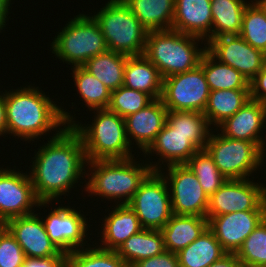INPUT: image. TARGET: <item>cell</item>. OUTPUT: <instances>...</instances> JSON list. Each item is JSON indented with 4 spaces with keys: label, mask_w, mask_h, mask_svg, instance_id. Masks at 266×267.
<instances>
[{
    "label": "cell",
    "mask_w": 266,
    "mask_h": 267,
    "mask_svg": "<svg viewBox=\"0 0 266 267\" xmlns=\"http://www.w3.org/2000/svg\"><path fill=\"white\" fill-rule=\"evenodd\" d=\"M73 79L80 97L89 110L107 109L111 91L83 66L72 67Z\"/></svg>",
    "instance_id": "obj_32"
},
{
    "label": "cell",
    "mask_w": 266,
    "mask_h": 267,
    "mask_svg": "<svg viewBox=\"0 0 266 267\" xmlns=\"http://www.w3.org/2000/svg\"><path fill=\"white\" fill-rule=\"evenodd\" d=\"M95 111L97 115L92 125H71L82 140L87 161L134 158L130 152L132 147L126 135L124 118L108 109Z\"/></svg>",
    "instance_id": "obj_5"
},
{
    "label": "cell",
    "mask_w": 266,
    "mask_h": 267,
    "mask_svg": "<svg viewBox=\"0 0 266 267\" xmlns=\"http://www.w3.org/2000/svg\"><path fill=\"white\" fill-rule=\"evenodd\" d=\"M135 162L133 158L125 160L87 161L91 177L86 183L85 191L91 195H101L107 199H115L119 204H128L141 183L152 171H159V163L150 164ZM94 171V172H93ZM124 197V198H123ZM124 199V200H123ZM122 200V201H121ZM121 202V203H120Z\"/></svg>",
    "instance_id": "obj_3"
},
{
    "label": "cell",
    "mask_w": 266,
    "mask_h": 267,
    "mask_svg": "<svg viewBox=\"0 0 266 267\" xmlns=\"http://www.w3.org/2000/svg\"><path fill=\"white\" fill-rule=\"evenodd\" d=\"M254 1H256L266 13V0H254Z\"/></svg>",
    "instance_id": "obj_46"
},
{
    "label": "cell",
    "mask_w": 266,
    "mask_h": 267,
    "mask_svg": "<svg viewBox=\"0 0 266 267\" xmlns=\"http://www.w3.org/2000/svg\"><path fill=\"white\" fill-rule=\"evenodd\" d=\"M66 256L65 252H61L57 256L45 258L25 257L22 267H66Z\"/></svg>",
    "instance_id": "obj_42"
},
{
    "label": "cell",
    "mask_w": 266,
    "mask_h": 267,
    "mask_svg": "<svg viewBox=\"0 0 266 267\" xmlns=\"http://www.w3.org/2000/svg\"><path fill=\"white\" fill-rule=\"evenodd\" d=\"M127 58L125 54L107 50L90 58L83 67L112 92L123 86Z\"/></svg>",
    "instance_id": "obj_29"
},
{
    "label": "cell",
    "mask_w": 266,
    "mask_h": 267,
    "mask_svg": "<svg viewBox=\"0 0 266 267\" xmlns=\"http://www.w3.org/2000/svg\"><path fill=\"white\" fill-rule=\"evenodd\" d=\"M241 265L235 253H227L209 267H241Z\"/></svg>",
    "instance_id": "obj_43"
},
{
    "label": "cell",
    "mask_w": 266,
    "mask_h": 267,
    "mask_svg": "<svg viewBox=\"0 0 266 267\" xmlns=\"http://www.w3.org/2000/svg\"><path fill=\"white\" fill-rule=\"evenodd\" d=\"M163 174L161 169L152 171L127 204L144 229L161 230L173 215L169 186Z\"/></svg>",
    "instance_id": "obj_9"
},
{
    "label": "cell",
    "mask_w": 266,
    "mask_h": 267,
    "mask_svg": "<svg viewBox=\"0 0 266 267\" xmlns=\"http://www.w3.org/2000/svg\"><path fill=\"white\" fill-rule=\"evenodd\" d=\"M211 133H182L173 130L167 123L157 134L155 141L145 151V155H160V161L168 165L185 164L198 150H203ZM163 159V160H162Z\"/></svg>",
    "instance_id": "obj_16"
},
{
    "label": "cell",
    "mask_w": 266,
    "mask_h": 267,
    "mask_svg": "<svg viewBox=\"0 0 266 267\" xmlns=\"http://www.w3.org/2000/svg\"><path fill=\"white\" fill-rule=\"evenodd\" d=\"M266 217V211H241L206 216L208 227L227 253H237L244 240Z\"/></svg>",
    "instance_id": "obj_17"
},
{
    "label": "cell",
    "mask_w": 266,
    "mask_h": 267,
    "mask_svg": "<svg viewBox=\"0 0 266 267\" xmlns=\"http://www.w3.org/2000/svg\"><path fill=\"white\" fill-rule=\"evenodd\" d=\"M166 123L182 133H211V125L204 113L197 111L168 110ZM210 127V128H209Z\"/></svg>",
    "instance_id": "obj_38"
},
{
    "label": "cell",
    "mask_w": 266,
    "mask_h": 267,
    "mask_svg": "<svg viewBox=\"0 0 266 267\" xmlns=\"http://www.w3.org/2000/svg\"><path fill=\"white\" fill-rule=\"evenodd\" d=\"M250 99L266 104V65L250 81Z\"/></svg>",
    "instance_id": "obj_41"
},
{
    "label": "cell",
    "mask_w": 266,
    "mask_h": 267,
    "mask_svg": "<svg viewBox=\"0 0 266 267\" xmlns=\"http://www.w3.org/2000/svg\"><path fill=\"white\" fill-rule=\"evenodd\" d=\"M236 256L241 264L266 267V217L244 240Z\"/></svg>",
    "instance_id": "obj_36"
},
{
    "label": "cell",
    "mask_w": 266,
    "mask_h": 267,
    "mask_svg": "<svg viewBox=\"0 0 266 267\" xmlns=\"http://www.w3.org/2000/svg\"><path fill=\"white\" fill-rule=\"evenodd\" d=\"M204 39L174 30L148 32L144 56L153 63L162 78L196 68L206 51L196 41ZM197 44V45H196Z\"/></svg>",
    "instance_id": "obj_4"
},
{
    "label": "cell",
    "mask_w": 266,
    "mask_h": 267,
    "mask_svg": "<svg viewBox=\"0 0 266 267\" xmlns=\"http://www.w3.org/2000/svg\"><path fill=\"white\" fill-rule=\"evenodd\" d=\"M185 165L198 178L203 191L208 197L214 194L228 180L218 170L212 156L206 149L195 152Z\"/></svg>",
    "instance_id": "obj_33"
},
{
    "label": "cell",
    "mask_w": 266,
    "mask_h": 267,
    "mask_svg": "<svg viewBox=\"0 0 266 267\" xmlns=\"http://www.w3.org/2000/svg\"><path fill=\"white\" fill-rule=\"evenodd\" d=\"M166 251L160 230L142 229L130 236L116 251L127 265L157 256Z\"/></svg>",
    "instance_id": "obj_27"
},
{
    "label": "cell",
    "mask_w": 266,
    "mask_h": 267,
    "mask_svg": "<svg viewBox=\"0 0 266 267\" xmlns=\"http://www.w3.org/2000/svg\"><path fill=\"white\" fill-rule=\"evenodd\" d=\"M172 30L211 39V0H175ZM206 37V38H205Z\"/></svg>",
    "instance_id": "obj_21"
},
{
    "label": "cell",
    "mask_w": 266,
    "mask_h": 267,
    "mask_svg": "<svg viewBox=\"0 0 266 267\" xmlns=\"http://www.w3.org/2000/svg\"><path fill=\"white\" fill-rule=\"evenodd\" d=\"M264 124H266V104L249 99L233 116L218 127L221 128V134L228 138L253 142L261 150L262 165L266 157L264 156L266 144L262 138L263 135L260 136L261 129L265 128Z\"/></svg>",
    "instance_id": "obj_18"
},
{
    "label": "cell",
    "mask_w": 266,
    "mask_h": 267,
    "mask_svg": "<svg viewBox=\"0 0 266 267\" xmlns=\"http://www.w3.org/2000/svg\"><path fill=\"white\" fill-rule=\"evenodd\" d=\"M125 261L116 251L104 250L97 246L86 247L68 253L66 267H124Z\"/></svg>",
    "instance_id": "obj_35"
},
{
    "label": "cell",
    "mask_w": 266,
    "mask_h": 267,
    "mask_svg": "<svg viewBox=\"0 0 266 267\" xmlns=\"http://www.w3.org/2000/svg\"><path fill=\"white\" fill-rule=\"evenodd\" d=\"M241 267H258V266H249V265L242 264Z\"/></svg>",
    "instance_id": "obj_47"
},
{
    "label": "cell",
    "mask_w": 266,
    "mask_h": 267,
    "mask_svg": "<svg viewBox=\"0 0 266 267\" xmlns=\"http://www.w3.org/2000/svg\"><path fill=\"white\" fill-rule=\"evenodd\" d=\"M206 50L219 62L238 70L250 82L266 65V54L247 43L240 35L210 39Z\"/></svg>",
    "instance_id": "obj_14"
},
{
    "label": "cell",
    "mask_w": 266,
    "mask_h": 267,
    "mask_svg": "<svg viewBox=\"0 0 266 267\" xmlns=\"http://www.w3.org/2000/svg\"><path fill=\"white\" fill-rule=\"evenodd\" d=\"M48 203L37 198L30 175L0 169V225L11 218L33 214L34 206L46 207Z\"/></svg>",
    "instance_id": "obj_13"
},
{
    "label": "cell",
    "mask_w": 266,
    "mask_h": 267,
    "mask_svg": "<svg viewBox=\"0 0 266 267\" xmlns=\"http://www.w3.org/2000/svg\"><path fill=\"white\" fill-rule=\"evenodd\" d=\"M167 113L168 109L162 100L155 99L145 108L125 117L126 135L130 145L135 139L137 147L141 148L140 150L144 153L162 130L166 123Z\"/></svg>",
    "instance_id": "obj_20"
},
{
    "label": "cell",
    "mask_w": 266,
    "mask_h": 267,
    "mask_svg": "<svg viewBox=\"0 0 266 267\" xmlns=\"http://www.w3.org/2000/svg\"><path fill=\"white\" fill-rule=\"evenodd\" d=\"M3 226L20 244L26 257L45 258L61 253L50 240L38 213L11 218Z\"/></svg>",
    "instance_id": "obj_19"
},
{
    "label": "cell",
    "mask_w": 266,
    "mask_h": 267,
    "mask_svg": "<svg viewBox=\"0 0 266 267\" xmlns=\"http://www.w3.org/2000/svg\"><path fill=\"white\" fill-rule=\"evenodd\" d=\"M11 0H0V31L5 27ZM7 15V16H6ZM5 23V24H4Z\"/></svg>",
    "instance_id": "obj_45"
},
{
    "label": "cell",
    "mask_w": 266,
    "mask_h": 267,
    "mask_svg": "<svg viewBox=\"0 0 266 267\" xmlns=\"http://www.w3.org/2000/svg\"><path fill=\"white\" fill-rule=\"evenodd\" d=\"M176 254L179 267H209L227 252L220 245L213 231L207 227L194 242Z\"/></svg>",
    "instance_id": "obj_26"
},
{
    "label": "cell",
    "mask_w": 266,
    "mask_h": 267,
    "mask_svg": "<svg viewBox=\"0 0 266 267\" xmlns=\"http://www.w3.org/2000/svg\"><path fill=\"white\" fill-rule=\"evenodd\" d=\"M55 37L52 53L73 67L83 66L90 58L108 50L98 22L90 15H77Z\"/></svg>",
    "instance_id": "obj_7"
},
{
    "label": "cell",
    "mask_w": 266,
    "mask_h": 267,
    "mask_svg": "<svg viewBox=\"0 0 266 267\" xmlns=\"http://www.w3.org/2000/svg\"><path fill=\"white\" fill-rule=\"evenodd\" d=\"M116 205L102 224L103 235L100 239L103 246L98 247L104 250L117 251L130 236L143 229L136 213L127 204L117 202Z\"/></svg>",
    "instance_id": "obj_22"
},
{
    "label": "cell",
    "mask_w": 266,
    "mask_h": 267,
    "mask_svg": "<svg viewBox=\"0 0 266 267\" xmlns=\"http://www.w3.org/2000/svg\"><path fill=\"white\" fill-rule=\"evenodd\" d=\"M3 94V95H2ZM7 133L5 92L0 95V136Z\"/></svg>",
    "instance_id": "obj_44"
},
{
    "label": "cell",
    "mask_w": 266,
    "mask_h": 267,
    "mask_svg": "<svg viewBox=\"0 0 266 267\" xmlns=\"http://www.w3.org/2000/svg\"><path fill=\"white\" fill-rule=\"evenodd\" d=\"M207 227L206 217L173 214L160 230L166 251L178 253L194 242Z\"/></svg>",
    "instance_id": "obj_24"
},
{
    "label": "cell",
    "mask_w": 266,
    "mask_h": 267,
    "mask_svg": "<svg viewBox=\"0 0 266 267\" xmlns=\"http://www.w3.org/2000/svg\"><path fill=\"white\" fill-rule=\"evenodd\" d=\"M206 76L210 91L250 89V82L238 70L217 61L207 50L199 64Z\"/></svg>",
    "instance_id": "obj_31"
},
{
    "label": "cell",
    "mask_w": 266,
    "mask_h": 267,
    "mask_svg": "<svg viewBox=\"0 0 266 267\" xmlns=\"http://www.w3.org/2000/svg\"><path fill=\"white\" fill-rule=\"evenodd\" d=\"M167 167L168 174L163 177L170 186L172 213L206 217L209 197L203 191L198 178L185 164Z\"/></svg>",
    "instance_id": "obj_12"
},
{
    "label": "cell",
    "mask_w": 266,
    "mask_h": 267,
    "mask_svg": "<svg viewBox=\"0 0 266 267\" xmlns=\"http://www.w3.org/2000/svg\"><path fill=\"white\" fill-rule=\"evenodd\" d=\"M80 213L69 206H59L51 211L44 220L42 217L50 240L61 252L68 254L87 246L84 240H86L88 222Z\"/></svg>",
    "instance_id": "obj_15"
},
{
    "label": "cell",
    "mask_w": 266,
    "mask_h": 267,
    "mask_svg": "<svg viewBox=\"0 0 266 267\" xmlns=\"http://www.w3.org/2000/svg\"><path fill=\"white\" fill-rule=\"evenodd\" d=\"M148 31L171 30L175 0H123Z\"/></svg>",
    "instance_id": "obj_25"
},
{
    "label": "cell",
    "mask_w": 266,
    "mask_h": 267,
    "mask_svg": "<svg viewBox=\"0 0 266 267\" xmlns=\"http://www.w3.org/2000/svg\"><path fill=\"white\" fill-rule=\"evenodd\" d=\"M248 4L245 0H211V39L222 35H239Z\"/></svg>",
    "instance_id": "obj_30"
},
{
    "label": "cell",
    "mask_w": 266,
    "mask_h": 267,
    "mask_svg": "<svg viewBox=\"0 0 266 267\" xmlns=\"http://www.w3.org/2000/svg\"><path fill=\"white\" fill-rule=\"evenodd\" d=\"M251 2L244 10L239 35L266 54V13L257 2Z\"/></svg>",
    "instance_id": "obj_34"
},
{
    "label": "cell",
    "mask_w": 266,
    "mask_h": 267,
    "mask_svg": "<svg viewBox=\"0 0 266 267\" xmlns=\"http://www.w3.org/2000/svg\"><path fill=\"white\" fill-rule=\"evenodd\" d=\"M58 129L47 144L40 146L29 173L41 202L57 200L60 195L69 193L80 177H85L87 159L79 134L72 126Z\"/></svg>",
    "instance_id": "obj_1"
},
{
    "label": "cell",
    "mask_w": 266,
    "mask_h": 267,
    "mask_svg": "<svg viewBox=\"0 0 266 267\" xmlns=\"http://www.w3.org/2000/svg\"><path fill=\"white\" fill-rule=\"evenodd\" d=\"M153 99L146 93L120 86L111 92L108 110L125 118L145 108Z\"/></svg>",
    "instance_id": "obj_37"
},
{
    "label": "cell",
    "mask_w": 266,
    "mask_h": 267,
    "mask_svg": "<svg viewBox=\"0 0 266 267\" xmlns=\"http://www.w3.org/2000/svg\"><path fill=\"white\" fill-rule=\"evenodd\" d=\"M241 211H266V187L253 180H227L209 197L207 216Z\"/></svg>",
    "instance_id": "obj_11"
},
{
    "label": "cell",
    "mask_w": 266,
    "mask_h": 267,
    "mask_svg": "<svg viewBox=\"0 0 266 267\" xmlns=\"http://www.w3.org/2000/svg\"><path fill=\"white\" fill-rule=\"evenodd\" d=\"M210 88L200 65L163 79L161 100L171 111L204 113Z\"/></svg>",
    "instance_id": "obj_10"
},
{
    "label": "cell",
    "mask_w": 266,
    "mask_h": 267,
    "mask_svg": "<svg viewBox=\"0 0 266 267\" xmlns=\"http://www.w3.org/2000/svg\"><path fill=\"white\" fill-rule=\"evenodd\" d=\"M134 267H179L176 253L165 251L160 255L140 260Z\"/></svg>",
    "instance_id": "obj_40"
},
{
    "label": "cell",
    "mask_w": 266,
    "mask_h": 267,
    "mask_svg": "<svg viewBox=\"0 0 266 267\" xmlns=\"http://www.w3.org/2000/svg\"><path fill=\"white\" fill-rule=\"evenodd\" d=\"M250 99V89L210 91L204 115L210 125L218 126L233 116Z\"/></svg>",
    "instance_id": "obj_28"
},
{
    "label": "cell",
    "mask_w": 266,
    "mask_h": 267,
    "mask_svg": "<svg viewBox=\"0 0 266 267\" xmlns=\"http://www.w3.org/2000/svg\"><path fill=\"white\" fill-rule=\"evenodd\" d=\"M93 17L108 50L127 56L144 54L148 31L123 0H109Z\"/></svg>",
    "instance_id": "obj_6"
},
{
    "label": "cell",
    "mask_w": 266,
    "mask_h": 267,
    "mask_svg": "<svg viewBox=\"0 0 266 267\" xmlns=\"http://www.w3.org/2000/svg\"><path fill=\"white\" fill-rule=\"evenodd\" d=\"M205 149L228 179H247L261 165V150L250 141L210 134Z\"/></svg>",
    "instance_id": "obj_8"
},
{
    "label": "cell",
    "mask_w": 266,
    "mask_h": 267,
    "mask_svg": "<svg viewBox=\"0 0 266 267\" xmlns=\"http://www.w3.org/2000/svg\"><path fill=\"white\" fill-rule=\"evenodd\" d=\"M25 257L17 240L0 225V267H22Z\"/></svg>",
    "instance_id": "obj_39"
},
{
    "label": "cell",
    "mask_w": 266,
    "mask_h": 267,
    "mask_svg": "<svg viewBox=\"0 0 266 267\" xmlns=\"http://www.w3.org/2000/svg\"><path fill=\"white\" fill-rule=\"evenodd\" d=\"M124 267H134V265H125Z\"/></svg>",
    "instance_id": "obj_48"
},
{
    "label": "cell",
    "mask_w": 266,
    "mask_h": 267,
    "mask_svg": "<svg viewBox=\"0 0 266 267\" xmlns=\"http://www.w3.org/2000/svg\"><path fill=\"white\" fill-rule=\"evenodd\" d=\"M162 85L160 72L144 55L128 56L123 86L144 92L155 100L161 98Z\"/></svg>",
    "instance_id": "obj_23"
},
{
    "label": "cell",
    "mask_w": 266,
    "mask_h": 267,
    "mask_svg": "<svg viewBox=\"0 0 266 267\" xmlns=\"http://www.w3.org/2000/svg\"><path fill=\"white\" fill-rule=\"evenodd\" d=\"M7 133L24 141L41 137L44 133L61 126H71L73 116L65 112L47 97L38 87H21L5 90Z\"/></svg>",
    "instance_id": "obj_2"
}]
</instances>
